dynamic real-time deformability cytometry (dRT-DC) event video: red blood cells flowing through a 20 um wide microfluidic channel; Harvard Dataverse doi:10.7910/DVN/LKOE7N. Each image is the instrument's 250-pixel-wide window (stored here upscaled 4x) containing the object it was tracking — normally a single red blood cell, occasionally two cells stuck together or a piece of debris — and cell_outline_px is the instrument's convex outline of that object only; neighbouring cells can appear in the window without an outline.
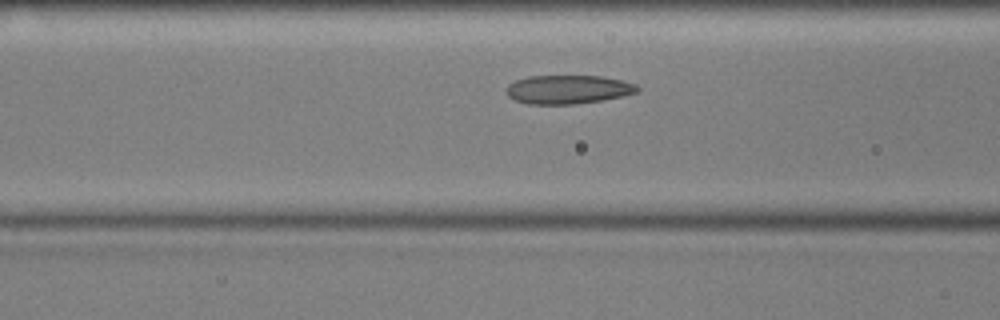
{"species": "common noctule bat (a hibernating species)", "species_latin": "Nyctalus noctula", "temperature_condition": "cold", "stored_images_in_passage": 42, "camera_frame_rate_fps": 3000, "um_per_image_px": 0.085, "animal": {"sex": "male", "body_mass_g": 17.9, "forearm_length_mm": 54.2}, "frame": {"image": 1, "passage_image": 8, "time_ms": 2.333, "image_size_px": [1000, 320], "cell_outline_px": [[640, 92], [600, 100], [576, 104], [528, 104], [516, 100], [508, 96], [504, 88], [508, 84], [516, 80], [528, 76], [604, 76], [636, 84], [640, 88]], "centroid_in_image_um": [48.26, 7.6], "position_along_channel_um": 118.3, "area_um2": 21.96}}
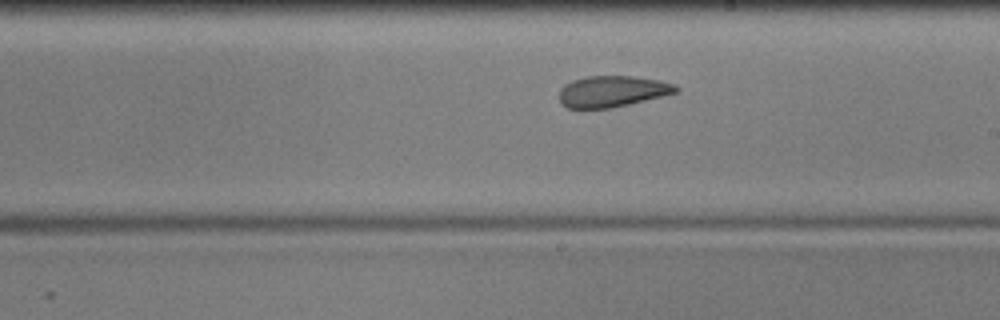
{"frame": {"image": 2, "passage_image": 18, "time_ms": 5.667, "image_size_px": [1000, 320], "cell_outline_px": [[680, 92], [664, 96], [612, 108], [568, 108], [560, 104], [560, 88], [564, 84], [572, 80], [588, 76], [632, 76], [660, 80], [672, 84], [680, 88]], "centroid_in_image_um": [52.05, 7.77], "position_along_channel_um": 236.9, "area_um2": 21.39}}
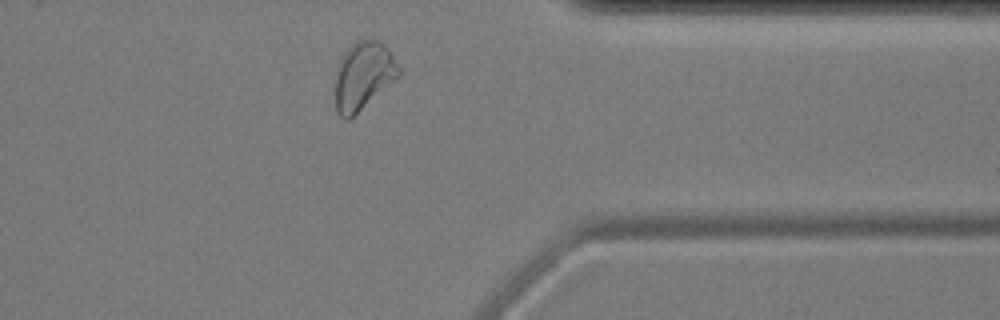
{"frame": {"image": 3, "passage_image": 31, "time_ms": 10.0, "image_size_px": [1000, 320], "cell_outline_px": [[400, 76], [348, 120], [344, 120], [336, 112], [336, 72], [340, 60], [348, 48], [356, 40], [380, 40], [388, 48], [400, 68]], "centroid_in_image_um": [30.89, 6.43], "position_along_channel_um": 380.5, "area_um2": 24.91}, "authors_computed_cell_mechanics": {"area_um2": 22.5709, "velocity_mm_per_s": 3.5604, "shape_relaxation_time_tau1_ms": 11.3752, "shape_relaxation_time_tau2_ms": 2.6369, "deformation_change_tau1": 0.2078, "deformation_change_tau2": 0.0955}}